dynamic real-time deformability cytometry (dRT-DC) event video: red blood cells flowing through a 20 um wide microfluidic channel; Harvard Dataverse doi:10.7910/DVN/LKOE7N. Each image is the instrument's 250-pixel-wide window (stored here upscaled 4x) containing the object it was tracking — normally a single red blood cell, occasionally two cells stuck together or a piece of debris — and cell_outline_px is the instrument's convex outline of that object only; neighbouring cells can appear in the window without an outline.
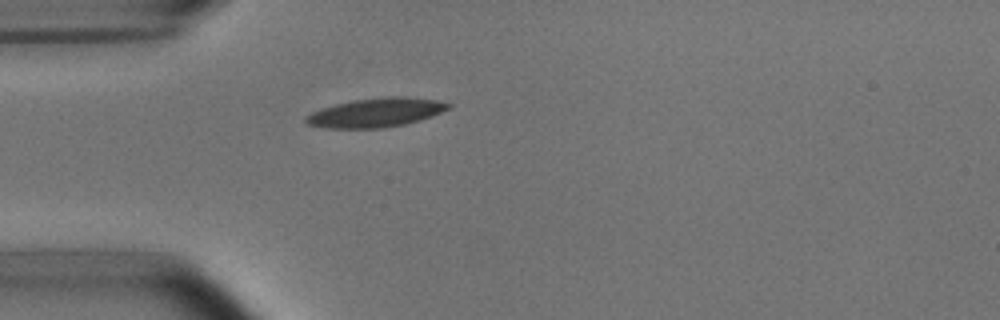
{"species": "common noctule bat (a hibernating species)", "species_latin": "Nyctalus noctula", "temperature_condition": "room temperature", "stored_images_in_passage": 40, "camera_frame_rate_fps": 3000, "um_per_image_px": 0.085, "animal": {"sex": "male", "body_mass_g": 15.6}, "frame": {"image": 1, "passage_image": 2, "time_ms": 0.333, "image_size_px": [1000, 320], "cell_outline_px": [[452, 108], [432, 116], [420, 120], [404, 124], [384, 128], [328, 128], [308, 124], [304, 120], [304, 116], [320, 108], [352, 100], [388, 96], [408, 96], [436, 100], [452, 104]], "centroid_in_image_um": [31.98, 9.56], "position_along_channel_um": 53.0, "area_um2": 24.28}}
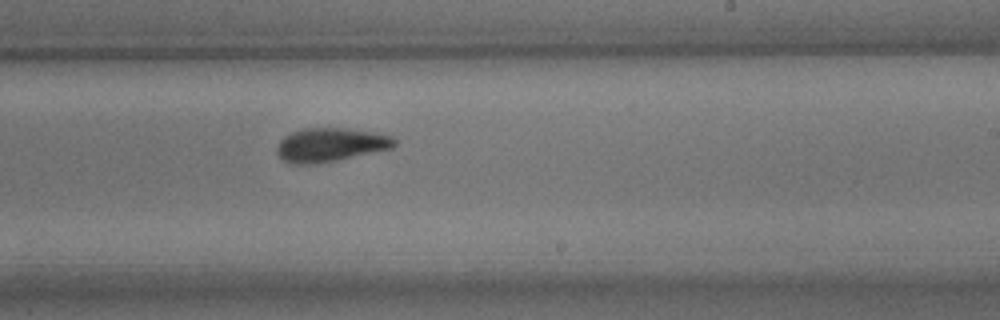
{"frame": {"image": 2, "passage_image": 19, "time_ms": 6.0, "image_size_px": [1000, 320], "cell_outline_px": [[396, 144], [392, 148], [336, 160], [312, 164], [292, 164], [280, 160], [276, 152], [276, 148], [280, 140], [284, 136], [292, 132], [304, 128], [344, 128], [376, 132], [392, 136], [396, 140]], "centroid_in_image_um": [28.05, 12.31], "position_along_channel_um": 260.9, "area_um2": 23.18}}
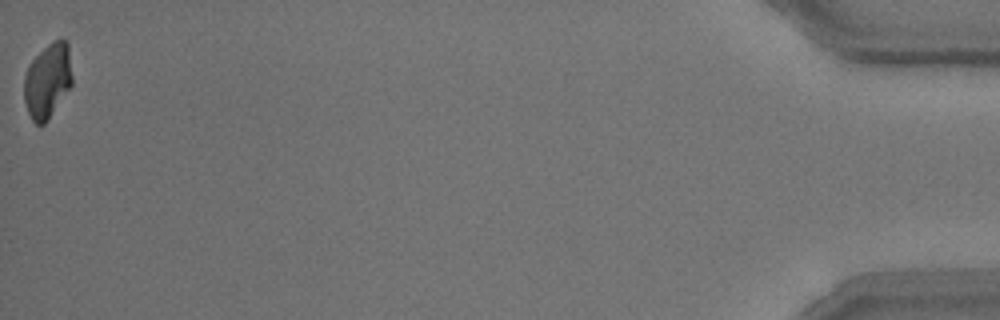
{"frame": {"image": 3, "passage_image": 40, "time_ms": 13.0, "image_size_px": [1000, 320], "cell_outline_px": [[72, 84], [48, 120], [44, 124], [36, 124], [32, 120], [28, 112], [24, 100], [24, 76], [28, 64], [52, 40], [64, 40], [68, 44], [72, 76]], "centroid_in_image_um": [4.03, 6.87], "position_along_channel_um": 431.2, "area_um2": 20.87}, "authors_computed_cell_mechanics": {"area_um2": 22.831, "velocity_mm_per_s": 3.7764, "shape_relaxation_time_tau1_ms": 3.9512, "shape_relaxation_time_tau2_ms": 2.6289, "deformation_change_tau1": 0.1559, "deformation_change_tau2": 0.0885}}